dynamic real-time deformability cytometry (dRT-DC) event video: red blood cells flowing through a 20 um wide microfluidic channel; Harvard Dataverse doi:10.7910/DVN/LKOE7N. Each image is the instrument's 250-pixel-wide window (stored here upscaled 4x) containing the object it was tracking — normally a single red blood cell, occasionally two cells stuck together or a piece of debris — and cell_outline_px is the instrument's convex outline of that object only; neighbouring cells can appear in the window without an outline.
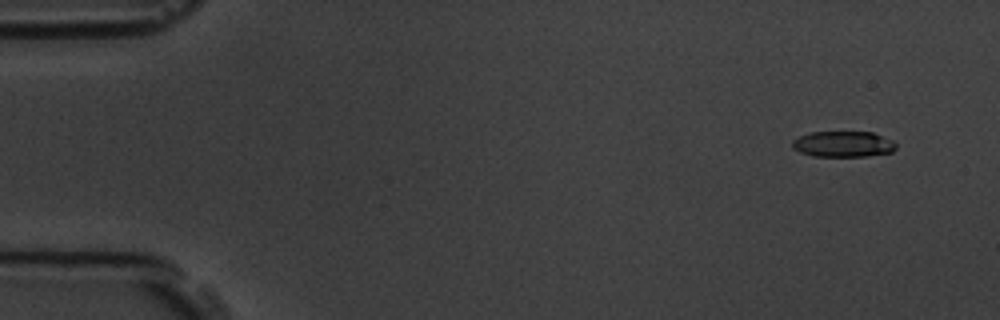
{"species": "common noctule bat (a hibernating species)", "species_latin": "Nyctalus noctula", "temperature_condition": "room temperature", "stored_images_in_passage": 4, "camera_frame_rate_fps": 3000, "um_per_image_px": 0.085, "animal": {"sex": "male", "body_mass_g": 19.5, "forearm_length_mm": 54.6}, "frame": {"image": 1, "passage_image": 2, "time_ms": 1.0, "image_size_px": [1000, 320], "cell_outline_px": [[896, 148], [892, 152], [864, 156], [812, 156], [800, 152], [792, 148], [792, 140], [800, 136], [812, 132], [872, 132], [892, 140], [896, 144]], "centroid_in_image_um": [71.66, 12.25], "position_along_channel_um": 13.3, "area_um2": 15.55}}